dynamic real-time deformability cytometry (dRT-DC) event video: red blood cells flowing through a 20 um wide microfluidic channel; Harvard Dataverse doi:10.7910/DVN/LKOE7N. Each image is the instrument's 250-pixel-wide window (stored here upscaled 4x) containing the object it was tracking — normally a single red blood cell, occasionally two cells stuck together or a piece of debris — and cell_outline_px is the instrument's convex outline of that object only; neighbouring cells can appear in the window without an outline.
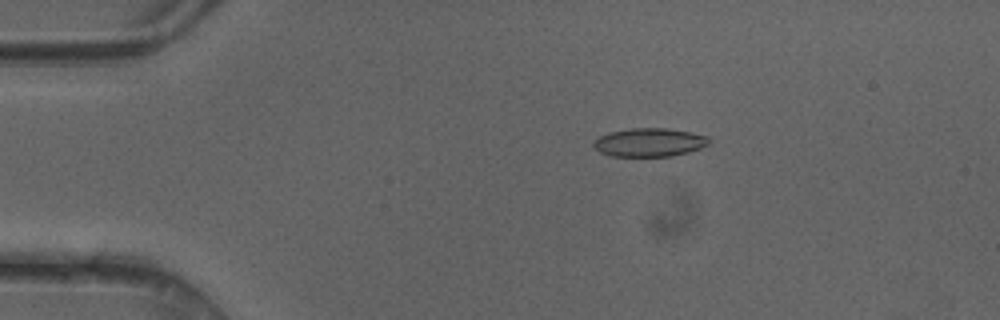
{"species": "common noctule bat (a hibernating species)", "species_latin": "Nyctalus noctula", "temperature_condition": "cold", "stored_images_in_passage": 49, "camera_frame_rate_fps": 3000, "um_per_image_px": 0.085, "animal": {"sex": "female"}, "frame": {"image": 1, "passage_image": 9, "time_ms": 2.667, "image_size_px": [1000, 320], "cell_outline_px": [[712, 140], [708, 144], [700, 148], [688, 152], [672, 156], [612, 156], [600, 152], [592, 144], [600, 136], [608, 132], [632, 128], [668, 128], [708, 136]], "centroid_in_image_um": [55.21, 12.1], "position_along_channel_um": 29.8, "area_um2": 19.07}}
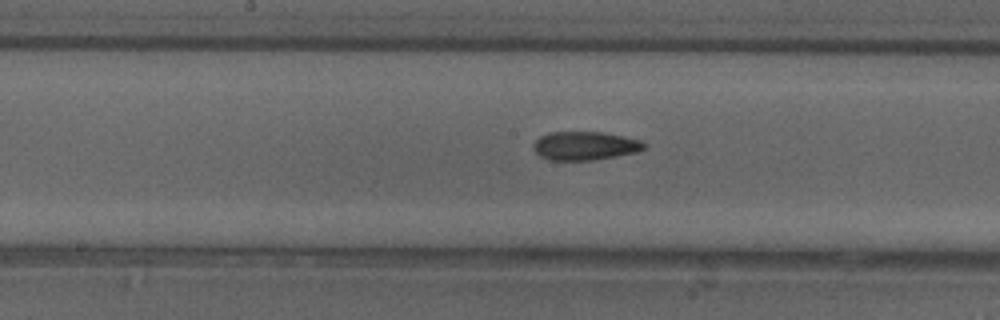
{"frame": {"image": 2, "passage_image": 25, "time_ms": 8.0, "image_size_px": [1000, 320], "cell_outline_px": [[648, 148], [636, 152], [592, 160], [548, 160], [540, 156], [532, 148], [532, 144], [540, 136], [552, 132], [604, 132], [624, 136], [640, 140], [648, 144]], "centroid_in_image_um": [49.74, 12.39], "position_along_channel_um": 198.5, "area_um2": 18.55}}
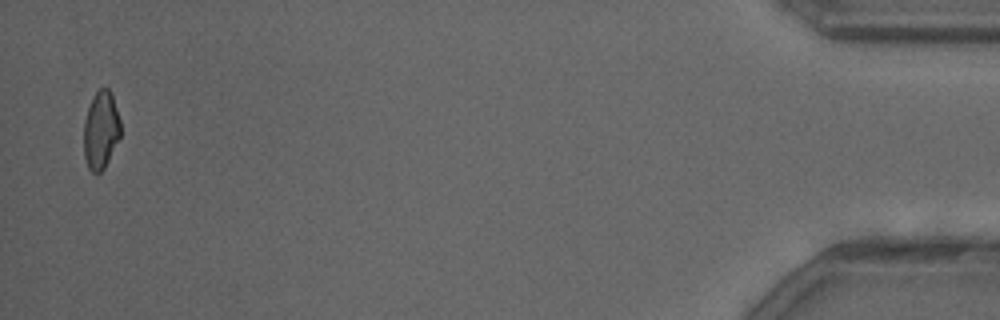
{"frame": {"image": 3, "passage_image": 48, "time_ms": 15.667, "image_size_px": [1000, 320], "cell_outline_px": [[120, 136], [104, 168], [100, 172], [92, 172], [88, 168], [84, 156], [84, 120], [92, 96], [100, 88], [108, 88], [112, 96], [120, 120]], "centroid_in_image_um": [8.56, 11.05], "position_along_channel_um": 426.6, "area_um2": 16.47}, "authors_computed_cell_mechanics": {"area_um2": 18.5538, "velocity_mm_per_s": 4.1955, "shape_relaxation_time_tau1_ms": null, "shape_relaxation_time_tau2_ms": 6.2984, "deformation_change_tau1": null, "deformation_change_tau2": 0.1462}}